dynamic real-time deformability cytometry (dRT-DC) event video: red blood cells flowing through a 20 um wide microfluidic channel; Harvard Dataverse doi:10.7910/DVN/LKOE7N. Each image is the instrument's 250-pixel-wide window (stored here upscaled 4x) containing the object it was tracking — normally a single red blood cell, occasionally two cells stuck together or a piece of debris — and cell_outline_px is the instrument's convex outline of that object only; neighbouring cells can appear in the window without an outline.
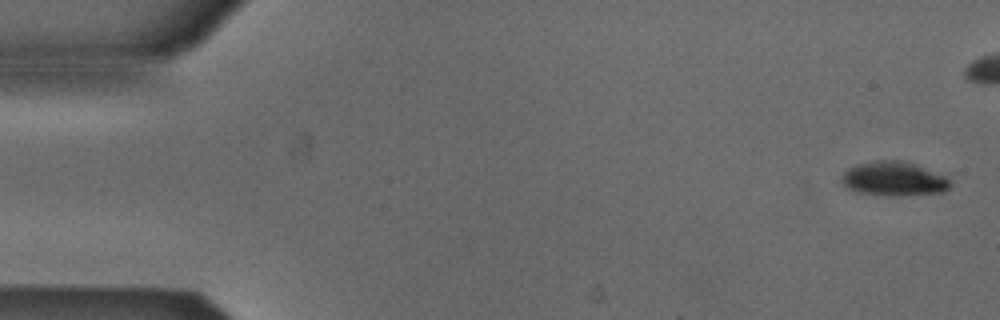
{"species": "Egyptian fruit bat (a non-hibernating species)", "species_latin": "Rousettus aegyptiacus", "temperature_condition": "cold", "stored_images_in_passage": 7, "camera_frame_rate_fps": 3000, "um_per_image_px": 0.085, "animal": {"sex": "male"}, "frame": {"image": 1, "passage_image": 1, "time_ms": 0.0, "image_size_px": [1000, 320], "cell_outline_px": [[952, 184], [944, 192], [900, 196], [888, 196], [856, 192], [844, 188], [840, 180], [840, 176], [848, 168], [856, 164], [876, 160], [904, 160], [916, 164], [948, 176], [952, 180]], "centroid_in_image_um": [75.97, 15.2], "position_along_channel_um": 9.0, "area_um2": 22.37}}
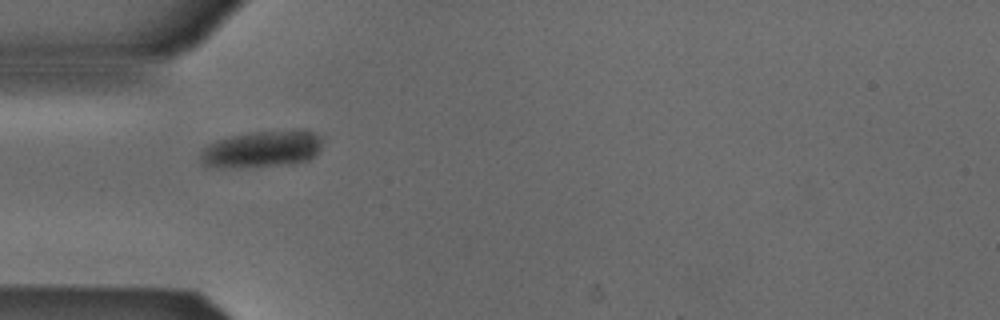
{"frame": {"image": 2, "passage_image": 6, "time_ms": 1.667, "image_size_px": [1000, 320], "cell_outline_px": [[324, 140], [320, 152], [316, 156], [308, 160], [292, 164], [232, 168], [224, 168], [204, 164], [200, 160], [200, 152], [208, 144], [216, 140], [232, 136], [252, 132], [312, 132], [324, 136]], "centroid_in_image_um": [22.29, 12.7], "position_along_channel_um": 62.7, "area_um2": 25.95}}
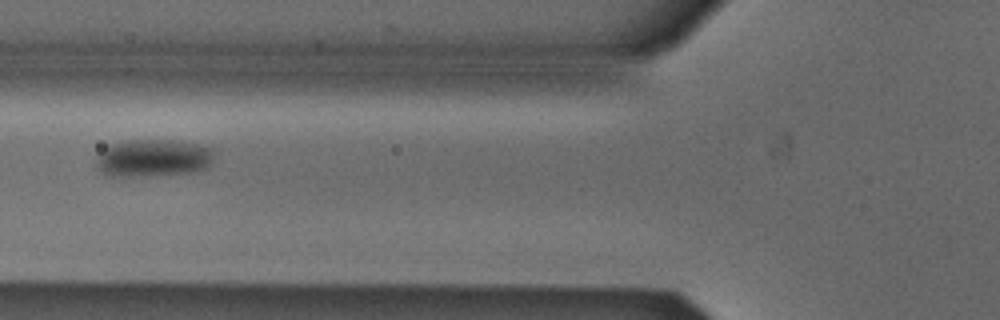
{"frame": {"image": 3, "passage_image": 7, "time_ms": 2.0, "image_size_px": [1000, 320], "cell_outline_px": [[216, 152], [212, 164], [208, 168], [196, 172], [148, 176], [112, 176], [104, 172], [100, 168], [96, 160], [96, 156], [108, 144], [124, 140], [172, 140], [196, 144], [216, 148]], "centroid_in_image_um": [13.1, 13.42], "position_along_channel_um": 112.7, "area_um2": 26.24}}